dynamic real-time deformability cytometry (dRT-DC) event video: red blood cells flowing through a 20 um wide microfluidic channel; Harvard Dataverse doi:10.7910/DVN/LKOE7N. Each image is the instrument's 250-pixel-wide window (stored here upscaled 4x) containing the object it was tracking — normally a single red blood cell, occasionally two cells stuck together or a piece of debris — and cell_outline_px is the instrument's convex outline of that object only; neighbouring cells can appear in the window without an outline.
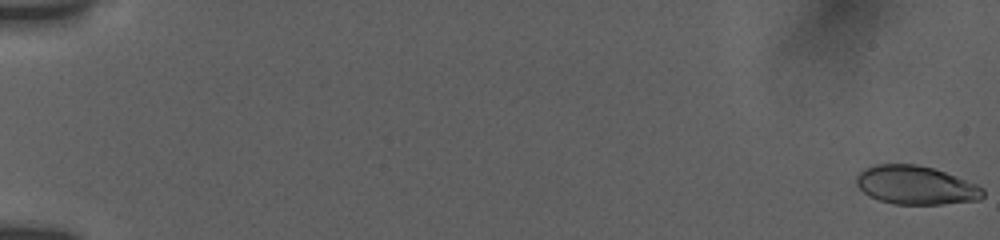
{"species": "human", "species_latin": "Homo sapiens", "temperature_condition": "room temperature", "stored_images_in_passage": 17, "camera_frame_rate_fps": 3000, "um_per_image_px": 0.085, "donor": {"sex": "female"}, "frame": {"image": 1, "passage_image": 1, "time_ms": 0.0, "image_size_px": [1000, 240], "cell_outline_px": [[984, 196], [980, 200], [940, 204], [892, 204], [880, 200], [864, 192], [856, 184], [856, 176], [864, 168], [876, 164], [916, 164], [932, 168], [956, 176], [976, 184], [984, 188]], "centroid_in_image_um": [77.85, 15.74], "position_along_channel_um": 7.1, "area_um2": 28.38}}
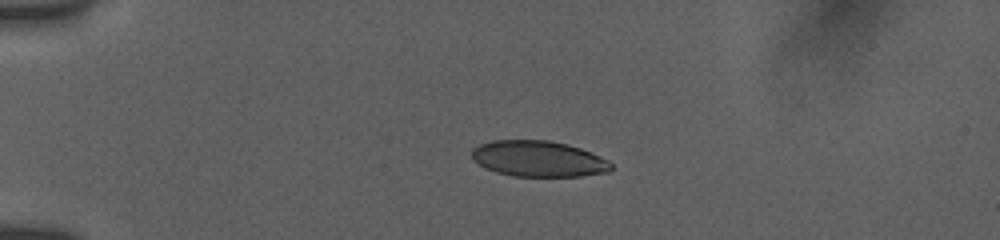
{"frame": {"image": 2, "passage_image": 11, "time_ms": 4.667, "image_size_px": [1000, 240], "cell_outline_px": [[612, 168], [608, 172], [580, 176], [512, 176], [496, 172], [472, 160], [472, 148], [480, 144], [492, 140], [548, 140], [568, 144], [592, 152], [608, 160], [612, 164]], "centroid_in_image_um": [45.78, 13.49], "position_along_channel_um": 39.2, "area_um2": 29.19}}
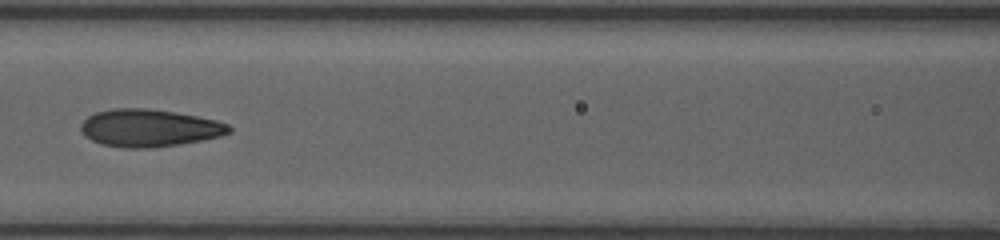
{"frame": {"image": 3, "passage_image": 17, "time_ms": 9.0, "image_size_px": [1000, 240], "cell_outline_px": [[232, 132], [220, 136], [180, 144], [152, 148], [124, 148], [100, 144], [84, 136], [80, 128], [80, 124], [88, 116], [96, 112], [112, 108], [148, 108], [176, 112], [216, 120], [228, 124], [232, 128]], "centroid_in_image_um": [12.67, 10.88], "position_along_channel_um": 153.9, "area_um2": 32.54}}